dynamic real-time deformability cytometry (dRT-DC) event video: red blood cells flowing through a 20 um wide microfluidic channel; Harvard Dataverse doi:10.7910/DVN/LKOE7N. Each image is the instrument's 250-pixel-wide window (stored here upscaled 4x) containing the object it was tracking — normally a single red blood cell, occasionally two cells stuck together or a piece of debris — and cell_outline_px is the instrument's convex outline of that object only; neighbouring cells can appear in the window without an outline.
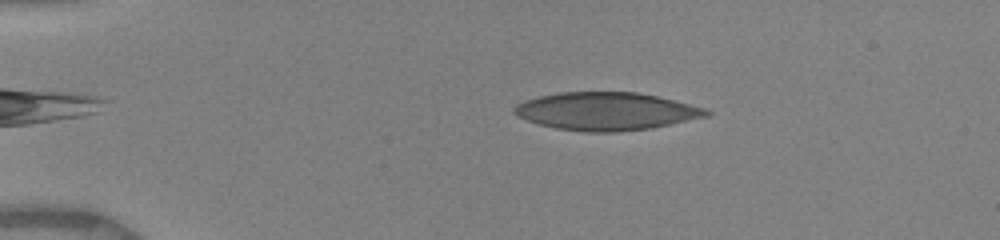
{"species": "human", "species_latin": "Homo sapiens", "temperature_condition": "warm", "stored_images_in_passage": 16, "camera_frame_rate_fps": 3000, "um_per_image_px": 0.085, "donor": {"sex": "female"}, "frame": {"image": 1, "passage_image": 7, "time_ms": 2.667, "image_size_px": [1000, 240], "cell_outline_px": [[712, 112], [708, 116], [648, 128], [616, 132], [584, 132], [556, 128], [540, 124], [516, 116], [512, 112], [512, 108], [516, 104], [524, 100], [540, 96], [560, 92], [636, 92], [656, 96], [708, 108]], "centroid_in_image_um": [51.5, 9.45], "position_along_channel_um": 33.5, "area_um2": 42.25}}